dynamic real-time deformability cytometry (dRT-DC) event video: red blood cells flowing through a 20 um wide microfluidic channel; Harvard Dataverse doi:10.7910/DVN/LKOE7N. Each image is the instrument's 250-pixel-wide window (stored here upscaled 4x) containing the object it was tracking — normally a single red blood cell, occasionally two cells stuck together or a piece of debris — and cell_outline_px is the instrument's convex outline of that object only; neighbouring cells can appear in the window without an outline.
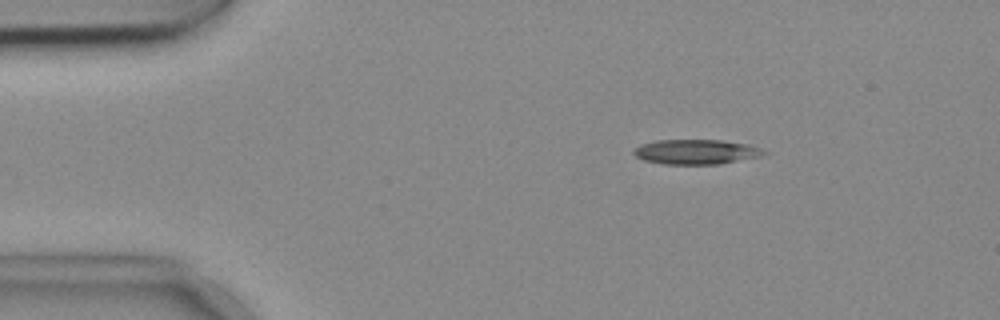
{"species": "common noctule bat (a hibernating species)", "species_latin": "Nyctalus noctula", "temperature_condition": "cold", "stored_images_in_passage": 54, "camera_frame_rate_fps": 3000, "um_per_image_px": 0.085, "animal": {"sex": "female", "body_mass_g": 18.4}, "frame": {"image": 1, "passage_image": 9, "time_ms": 2.667, "image_size_px": [1000, 320], "cell_outline_px": [[768, 152], [760, 156], [720, 164], [664, 164], [644, 160], [636, 156], [632, 152], [640, 144], [656, 140], [720, 140], [748, 144], [760, 148]], "centroid_in_image_um": [59.16, 12.9], "position_along_channel_um": 25.8, "area_um2": 18.73}}
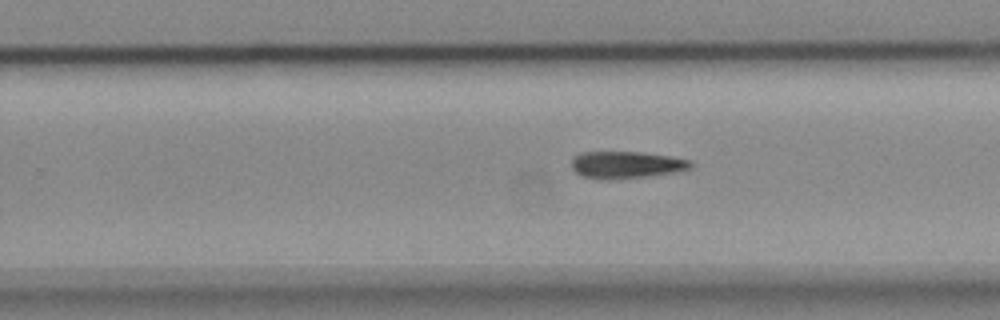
{"frame": {"image": 2, "passage_image": 34, "time_ms": 11.0, "image_size_px": [1000, 320], "cell_outline_px": [[692, 168], [676, 172], [648, 176], [612, 180], [600, 180], [580, 176], [572, 168], [572, 156], [580, 152], [640, 152], [672, 156], [692, 160]], "centroid_in_image_um": [53.22, 14.01], "position_along_channel_um": 276.6, "area_um2": 19.19}}
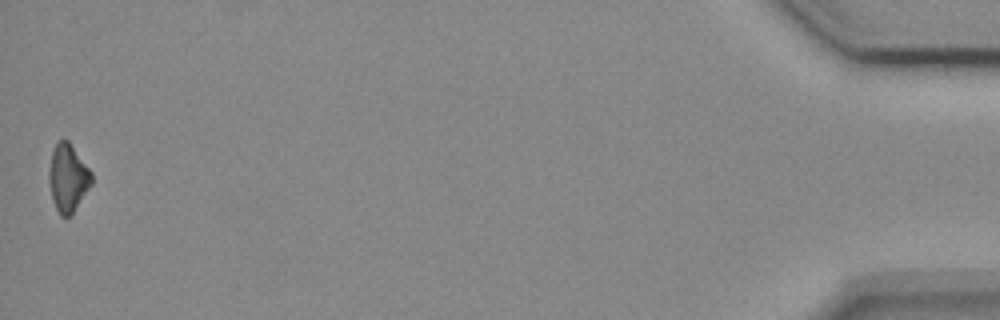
{"frame": {"image": 3, "passage_image": 54, "time_ms": 17.667, "image_size_px": [1000, 320], "cell_outline_px": [[92, 184], [72, 216], [60, 216], [52, 200], [48, 180], [48, 172], [52, 152], [56, 144], [60, 140], [68, 140], [92, 172]], "centroid_in_image_um": [5.78, 15.16], "position_along_channel_um": 429.4, "area_um2": 16.94}, "authors_computed_cell_mechanics": {"area_um2": 18.7272, "velocity_mm_per_s": 3.7299, "shape_relaxation_time_tau1_ms": 9.3301, "shape_relaxation_time_tau2_ms": null, "deformation_change_tau1": 0.1745, "deformation_change_tau2": null}}